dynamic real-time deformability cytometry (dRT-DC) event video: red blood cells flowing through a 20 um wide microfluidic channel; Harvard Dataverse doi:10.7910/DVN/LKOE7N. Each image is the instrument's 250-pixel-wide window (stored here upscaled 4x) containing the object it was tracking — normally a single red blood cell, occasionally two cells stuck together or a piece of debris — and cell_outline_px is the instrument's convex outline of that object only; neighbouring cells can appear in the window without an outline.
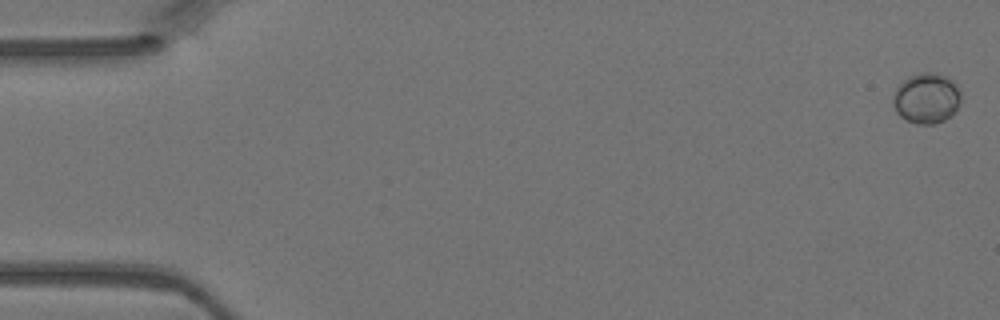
{"species": "Egyptian fruit bat (a non-hibernating species)", "species_latin": "Rousettus aegyptiacus", "temperature_condition": "warm", "stored_images_in_passage": 5, "camera_frame_rate_fps": 3000, "um_per_image_px": 0.085, "animal": {"sex": "female"}, "frame": {"image": 1, "passage_image": 1, "time_ms": 0.0, "image_size_px": [1000, 320], "cell_outline_px": [[960, 100], [956, 108], [944, 120], [932, 124], [916, 124], [900, 116], [896, 112], [892, 100], [896, 88], [908, 76], [920, 72], [936, 72], [948, 76], [956, 84], [960, 92]], "centroid_in_image_um": [78.74, 8.32], "position_along_channel_um": 6.3, "area_um2": 19.88}}
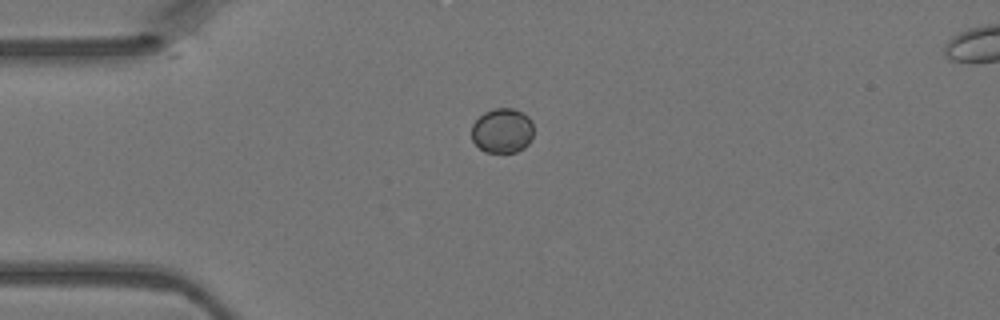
{"frame": {"image": 2, "passage_image": 4, "time_ms": 1.0, "image_size_px": [1000, 320], "cell_outline_px": [[532, 136], [528, 144], [524, 148], [516, 152], [484, 152], [472, 140], [472, 124], [484, 112], [492, 108], [512, 108], [528, 116], [532, 124]], "centroid_in_image_um": [42.68, 11.11], "position_along_channel_um": 42.3, "area_um2": 16.13}}